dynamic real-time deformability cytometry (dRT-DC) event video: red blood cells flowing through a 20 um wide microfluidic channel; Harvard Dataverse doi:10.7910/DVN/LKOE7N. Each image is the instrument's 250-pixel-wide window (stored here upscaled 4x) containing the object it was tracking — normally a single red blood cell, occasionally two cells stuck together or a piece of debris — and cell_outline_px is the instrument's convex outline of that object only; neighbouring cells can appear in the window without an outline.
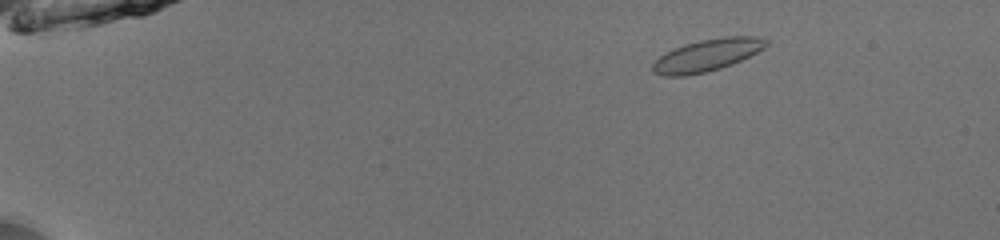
{"species": "common noctule bat (a hibernating species)", "species_latin": "Nyctalus noctula", "temperature_condition": "room temperature", "stored_images_in_passage": 49, "camera_frame_rate_fps": 3000, "um_per_image_px": 0.085, "animal": {"sex": "male", "body_mass_g": 13.0, "forearm_length_mm": 53.1}, "frame": {"image": 1, "passage_image": 5, "time_ms": 1.333, "image_size_px": [1000, 240], "cell_outline_px": [[768, 44], [764, 48], [732, 64], [720, 68], [704, 72], [684, 76], [664, 76], [652, 72], [652, 64], [660, 56], [684, 44], [700, 40], [724, 36], [756, 36], [768, 40]], "centroid_in_image_um": [60.1, 4.69], "position_along_channel_um": 24.9, "area_um2": 20.98}}
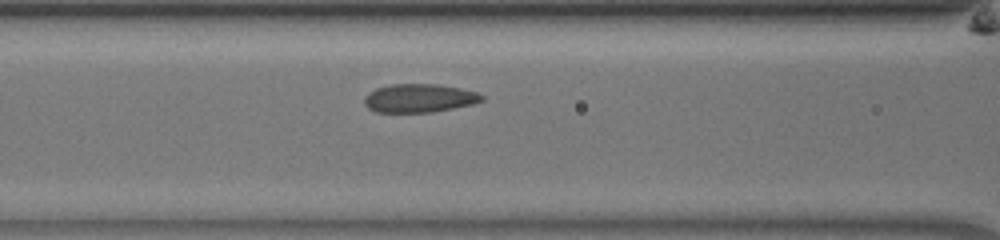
{"frame": {"image": 2, "passage_image": 21, "time_ms": 6.667, "image_size_px": [1000, 240], "cell_outline_px": [[484, 100], [472, 104], [432, 112], [376, 112], [368, 108], [364, 104], [364, 96], [368, 92], [376, 88], [392, 84], [440, 84], [460, 88], [476, 92], [484, 96]], "centroid_in_image_um": [35.61, 8.34], "position_along_channel_um": 131.0, "area_um2": 19.54}}
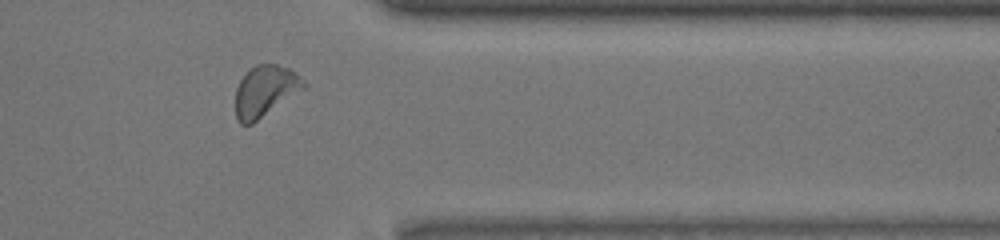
{"frame": {"image": 3, "passage_image": 41, "time_ms": 13.333, "image_size_px": [1000, 240], "cell_outline_px": [[308, 84], [304, 88], [252, 124], [240, 124], [236, 120], [236, 88], [240, 80], [256, 64], [276, 64], [288, 68], [300, 76]], "centroid_in_image_um": [22.53, 7.74], "position_along_channel_um": 388.9, "area_um2": 20.0}, "authors_computed_cell_mechanics": {"area_um2": 19.9988, "velocity_mm_per_s": 3.9331, "shape_relaxation_time_tau1_ms": 3.4101, "shape_relaxation_time_tau2_ms": 0.9476, "deformation_change_tau1": 0.0818, "deformation_change_tau2": 0.058}}